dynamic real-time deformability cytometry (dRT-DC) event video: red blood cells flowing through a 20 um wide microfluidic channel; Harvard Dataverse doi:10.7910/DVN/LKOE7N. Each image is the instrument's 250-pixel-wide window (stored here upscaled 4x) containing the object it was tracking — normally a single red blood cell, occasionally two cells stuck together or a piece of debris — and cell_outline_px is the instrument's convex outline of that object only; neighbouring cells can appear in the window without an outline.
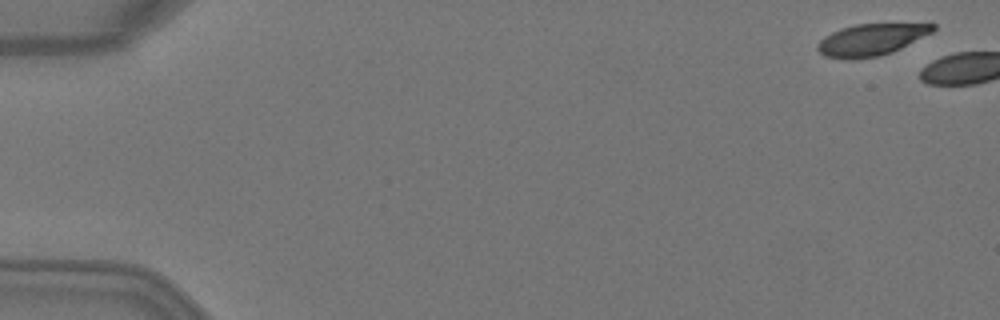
{"species": "Egyptian fruit bat (a non-hibernating species)", "species_latin": "Rousettus aegyptiacus", "temperature_condition": "warm", "stored_images_in_passage": 2, "camera_frame_rate_fps": 3000, "um_per_image_px": 0.085, "animal": {"sex": "female"}, "frame": {"image": 1, "passage_image": 1, "time_ms": 0.0, "image_size_px": [1000, 320], "cell_outline_px": [[936, 28], [932, 32], [892, 52], [880, 56], [824, 56], [816, 48], [816, 44], [824, 36], [840, 28], [856, 24], [936, 24]], "centroid_in_image_um": [74.06, 3.33], "position_along_channel_um": 10.9, "area_um2": 20.46}}